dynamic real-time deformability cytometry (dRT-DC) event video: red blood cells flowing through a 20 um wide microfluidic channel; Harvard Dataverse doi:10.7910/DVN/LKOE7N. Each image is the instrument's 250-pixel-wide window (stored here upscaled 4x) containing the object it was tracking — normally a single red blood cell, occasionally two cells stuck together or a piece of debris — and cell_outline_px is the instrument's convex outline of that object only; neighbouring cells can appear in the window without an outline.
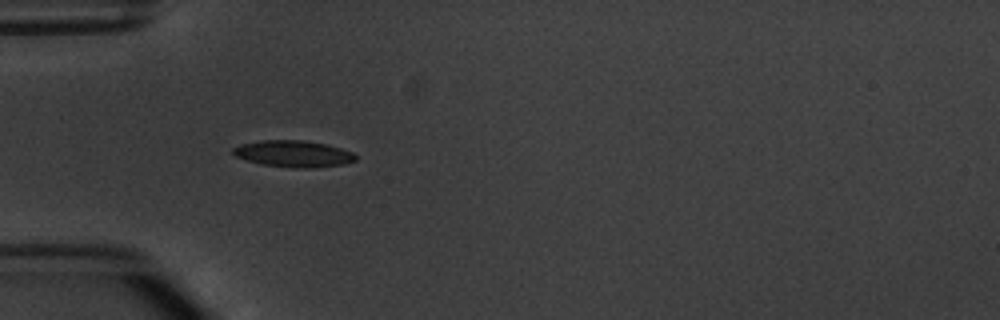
{"species": "common noctule bat (a hibernating species)", "species_latin": "Nyctalus noctula", "temperature_condition": "warm", "stored_images_in_passage": 8, "camera_frame_rate_fps": 3000, "um_per_image_px": 0.085, "animal": {"sex": "male", "body_mass_g": 20.1, "forearm_length_mm": 53.5}, "frame": {"image": 1, "passage_image": 5, "time_ms": 5.333, "image_size_px": [1000, 320], "cell_outline_px": [[356, 160], [344, 164], [312, 168], [292, 168], [260, 164], [236, 156], [232, 152], [232, 148], [240, 144], [264, 140], [300, 140], [324, 144], [340, 148], [352, 152], [356, 156]], "centroid_in_image_um": [24.93, 13.08], "position_along_channel_um": 60.1, "area_um2": 18.84}}
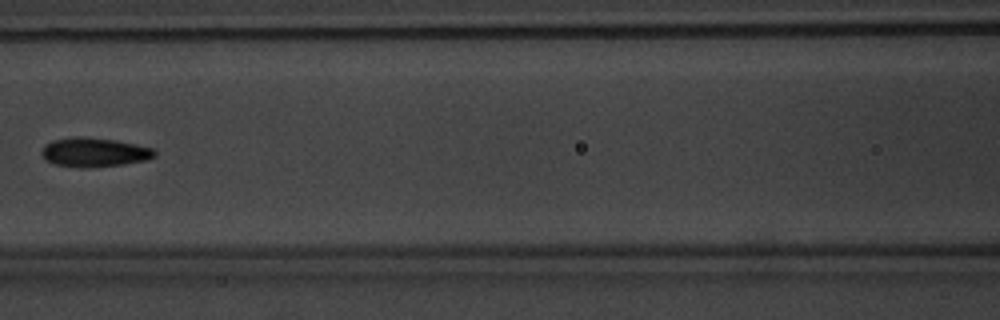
{"frame": {"image": 2, "passage_image": 7, "time_ms": 8.0, "image_size_px": [1000, 320], "cell_outline_px": [[156, 156], [148, 160], [124, 164], [88, 168], [56, 164], [44, 160], [40, 152], [44, 144], [52, 140], [72, 136], [80, 136], [116, 140], [136, 144], [152, 148], [156, 152]], "centroid_in_image_um": [7.99, 12.93], "position_along_channel_um": 158.6, "area_um2": 19.42}}
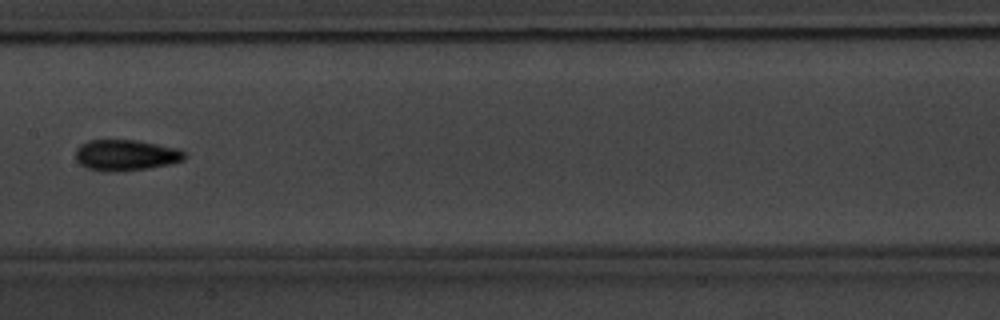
{"frame": {"image": 3, "passage_image": 8, "time_ms": 9.0, "image_size_px": [1000, 320], "cell_outline_px": [[188, 156], [184, 160], [172, 164], [148, 168], [116, 172], [104, 172], [88, 168], [80, 164], [76, 160], [76, 148], [80, 144], [88, 140], [136, 140], [176, 148], [184, 152]], "centroid_in_image_um": [10.69, 13.2], "position_along_channel_um": 196.7, "area_um2": 19.83}}